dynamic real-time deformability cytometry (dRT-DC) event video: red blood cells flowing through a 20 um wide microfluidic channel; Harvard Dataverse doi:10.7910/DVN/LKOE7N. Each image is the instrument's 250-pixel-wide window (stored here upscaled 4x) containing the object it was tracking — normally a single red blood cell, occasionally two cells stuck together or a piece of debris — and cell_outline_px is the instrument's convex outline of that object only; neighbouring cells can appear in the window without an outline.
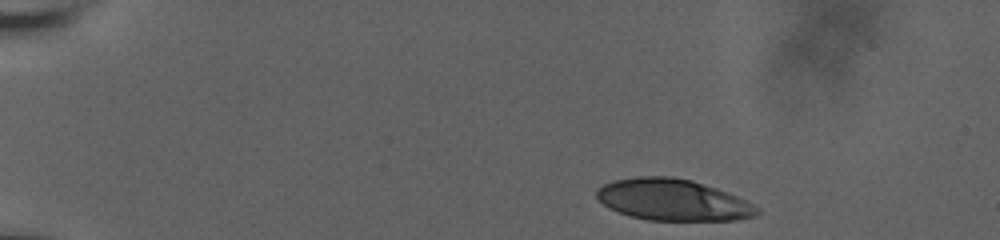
{"species": "human", "species_latin": "Homo sapiens", "temperature_condition": "room temperature", "stored_images_in_passage": 12, "camera_frame_rate_fps": 3000, "um_per_image_px": 0.085, "donor": {"sex": "male"}, "frame": {"image": 1, "passage_image": 1, "time_ms": 0.0, "image_size_px": [1000, 240], "cell_outline_px": [[760, 212], [756, 216], [736, 220], [648, 220], [632, 216], [608, 208], [596, 196], [596, 188], [604, 184], [616, 180], [636, 176], [672, 176], [692, 180], [728, 192], [760, 208]], "centroid_in_image_um": [57.2, 16.98], "position_along_channel_um": 27.8, "area_um2": 38.67}}
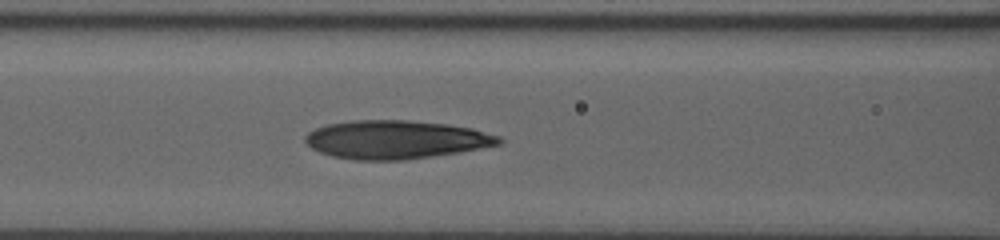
{"frame": {"image": 2, "passage_image": 9, "time_ms": 2.667, "image_size_px": [1000, 240], "cell_outline_px": [[504, 140], [500, 144], [460, 152], [404, 160], [352, 160], [332, 156], [320, 152], [312, 148], [304, 140], [304, 136], [308, 132], [316, 128], [328, 124], [352, 120], [408, 120], [448, 124], [472, 128], [500, 136]], "centroid_in_image_um": [33.65, 11.86], "position_along_channel_um": 133.0, "area_um2": 43.47}}
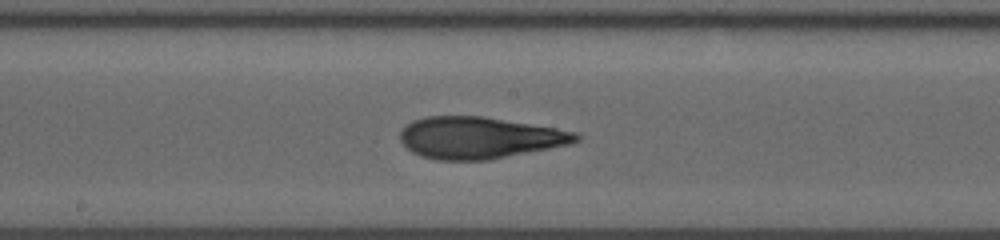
{"frame": {"image": 3, "passage_image": 12, "time_ms": 3.667, "image_size_px": [1000, 240], "cell_outline_px": [[580, 140], [572, 144], [488, 160], [436, 160], [420, 156], [412, 152], [400, 140], [400, 132], [412, 120], [428, 116], [484, 116], [556, 128], [576, 132], [580, 136]], "centroid_in_image_um": [40.76, 11.71], "position_along_channel_um": 207.4, "area_um2": 42.77}}